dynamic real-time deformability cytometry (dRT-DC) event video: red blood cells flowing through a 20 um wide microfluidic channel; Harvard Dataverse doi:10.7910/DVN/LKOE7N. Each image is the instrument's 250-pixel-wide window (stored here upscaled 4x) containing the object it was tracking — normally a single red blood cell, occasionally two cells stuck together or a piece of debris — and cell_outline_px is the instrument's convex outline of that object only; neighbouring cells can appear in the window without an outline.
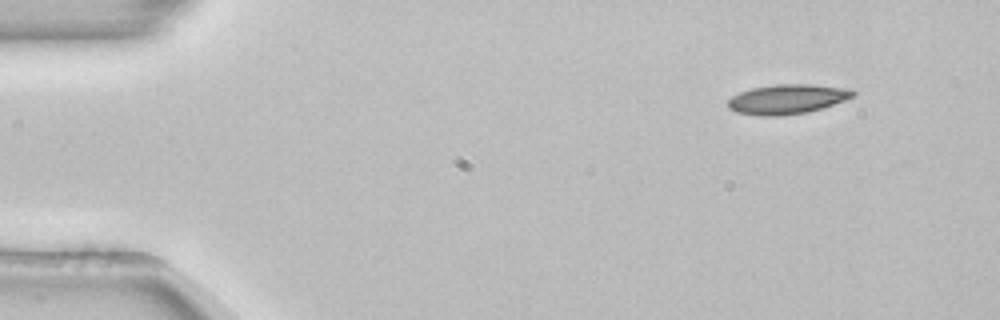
{"species": "common noctule bat (a hibernating species)", "species_latin": "Nyctalus noctula", "temperature_condition": "room temperature", "stored_images_in_passage": 49, "camera_frame_rate_fps": 3000, "um_per_image_px": 0.085, "animal": {"sex": "female", "body_mass_g": 22.7, "forearm_length_mm": 54.2}, "frame": {"image": 1, "passage_image": 1, "time_ms": 0.0, "image_size_px": [1000, 320], "cell_outline_px": [[856, 96], [808, 112], [776, 116], [764, 116], [736, 112], [728, 108], [728, 100], [732, 96], [740, 92], [752, 88], [776, 84], [812, 84], [852, 88], [856, 92]], "centroid_in_image_um": [66.94, 8.41], "position_along_channel_um": 18.1, "area_um2": 21.62}}
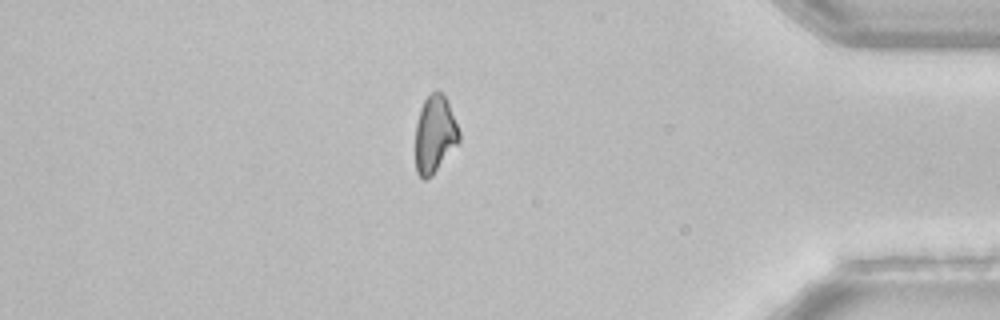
{"frame": {"image": 2, "passage_image": 41, "time_ms": 13.333, "image_size_px": [1000, 320], "cell_outline_px": [[460, 140], [432, 176], [424, 180], [416, 172], [416, 124], [420, 108], [424, 100], [436, 88], [448, 100], [460, 132]], "centroid_in_image_um": [36.96, 11.39], "position_along_channel_um": 398.2, "area_um2": 19.71}}
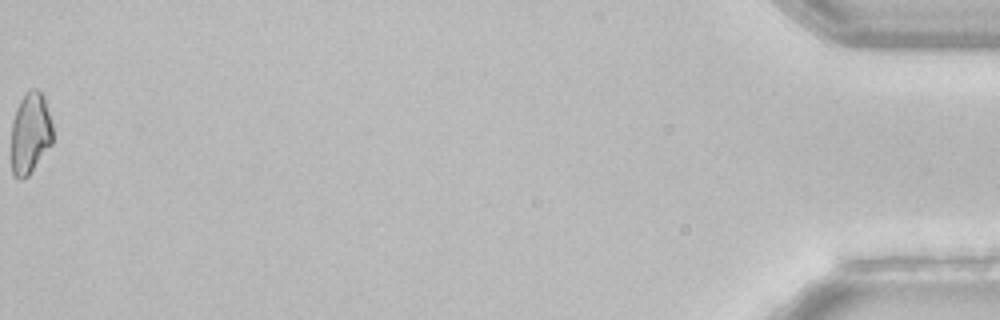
{"frame": {"image": 3, "passage_image": 49, "time_ms": 16.0, "image_size_px": [1000, 320], "cell_outline_px": [[52, 144], [28, 176], [20, 180], [12, 172], [12, 120], [16, 108], [24, 92], [32, 88], [36, 88], [44, 92], [52, 124]], "centroid_in_image_um": [2.58, 11.26], "position_along_channel_um": 432.6, "area_um2": 19.94}, "authors_computed_cell_mechanics": {"area_um2": 21.5594, "velocity_mm_per_s": 3.8804, "shape_relaxation_time_tau1_ms": 5.6883, "shape_relaxation_time_tau2_ms": null, "deformation_change_tau1": 0.1536, "deformation_change_tau2": null}}